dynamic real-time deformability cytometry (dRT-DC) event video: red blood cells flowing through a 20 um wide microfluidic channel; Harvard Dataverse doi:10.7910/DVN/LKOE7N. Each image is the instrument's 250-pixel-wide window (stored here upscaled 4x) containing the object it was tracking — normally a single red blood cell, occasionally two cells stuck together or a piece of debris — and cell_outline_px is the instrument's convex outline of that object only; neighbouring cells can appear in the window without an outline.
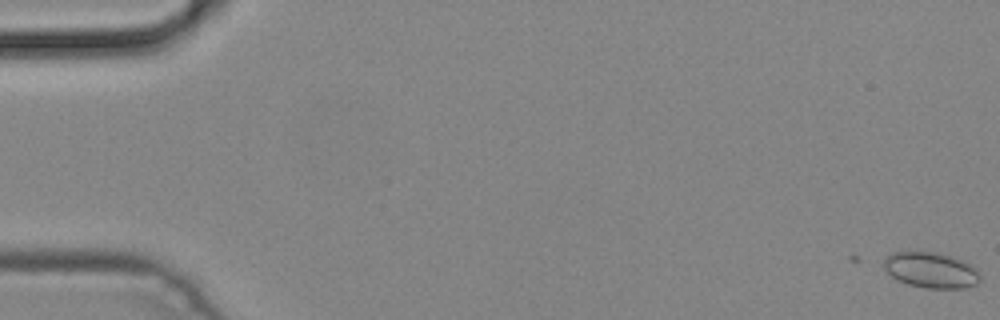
{"species": "common noctule bat (a hibernating species)", "species_latin": "Nyctalus noctula", "temperature_condition": "cold", "stored_images_in_passage": 2, "camera_frame_rate_fps": 3000, "um_per_image_px": 0.085, "animal": {"sex": "male", "body_mass_g": 19.2, "forearm_length_mm": 51.8}, "frame": {"image": 1, "passage_image": 2, "time_ms": 0.333, "image_size_px": [1000, 320], "cell_outline_px": [[980, 284], [964, 288], [924, 288], [908, 284], [892, 276], [884, 268], [884, 260], [892, 252], [936, 252], [952, 256], [964, 260], [972, 264], [980, 272]], "centroid_in_image_um": [79.21, 22.96], "position_along_channel_um": 5.8, "area_um2": 20.17}}